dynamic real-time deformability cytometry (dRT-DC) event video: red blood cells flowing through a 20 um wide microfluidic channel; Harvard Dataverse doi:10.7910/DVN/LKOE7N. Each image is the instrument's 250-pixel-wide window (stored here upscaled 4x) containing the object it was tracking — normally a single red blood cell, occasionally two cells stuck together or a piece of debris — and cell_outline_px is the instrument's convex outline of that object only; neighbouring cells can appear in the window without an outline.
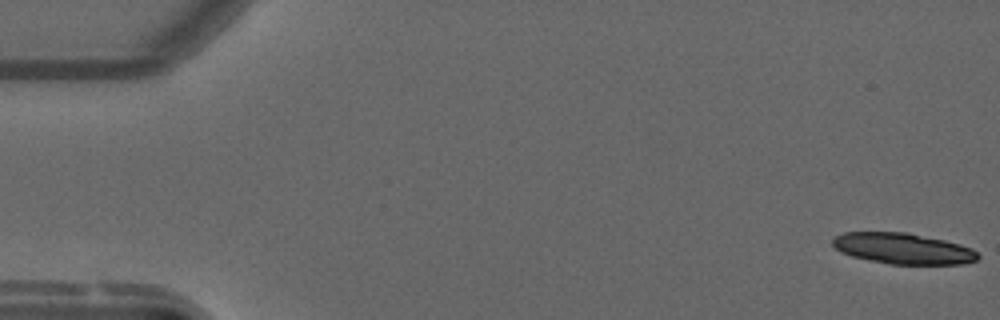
{"species": "common noctule bat (a hibernating species)", "species_latin": "Nyctalus noctula", "temperature_condition": "warm", "stored_images_in_passage": 53, "segment_of_instrument_passage": [1, 2], "camera_frame_rate_fps": 3000, "um_per_image_px": 0.085, "animal": {"sex": "male", "forearm_length_mm": 52.5}, "frame": {"image": 1, "passage_image": 1, "time_ms": 0.0, "image_size_px": [1000, 320], "cell_outline_px": [[980, 256], [976, 260], [964, 264], [888, 264], [868, 260], [852, 256], [840, 252], [832, 244], [832, 240], [836, 236], [844, 232], [908, 232], [944, 240], [960, 244], [972, 248]], "centroid_in_image_um": [76.75, 21.12], "position_along_channel_um": 8.2, "area_um2": 26.24}}
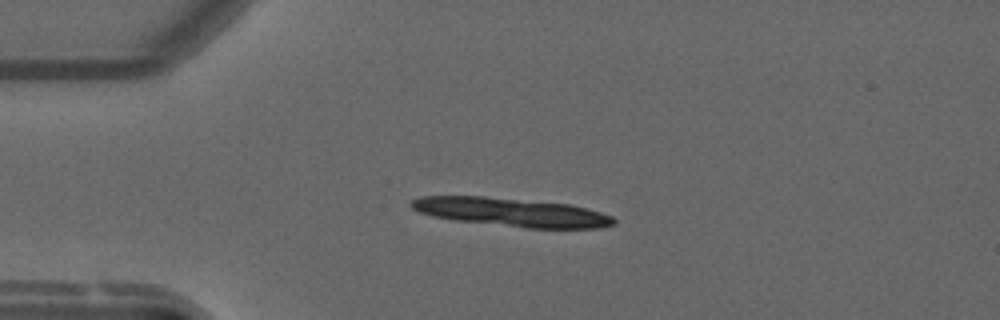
{"frame": {"image": 2, "passage_image": 13, "time_ms": 4.0, "image_size_px": [1000, 320], "cell_outline_px": [[616, 224], [600, 228], [528, 228], [456, 220], [432, 216], [420, 212], [412, 208], [408, 204], [412, 200], [420, 196], [484, 196], [572, 204], [588, 208], [612, 216], [616, 220]], "centroid_in_image_um": [43.5, 18.03], "position_along_channel_um": 41.5, "area_um2": 33.76}}